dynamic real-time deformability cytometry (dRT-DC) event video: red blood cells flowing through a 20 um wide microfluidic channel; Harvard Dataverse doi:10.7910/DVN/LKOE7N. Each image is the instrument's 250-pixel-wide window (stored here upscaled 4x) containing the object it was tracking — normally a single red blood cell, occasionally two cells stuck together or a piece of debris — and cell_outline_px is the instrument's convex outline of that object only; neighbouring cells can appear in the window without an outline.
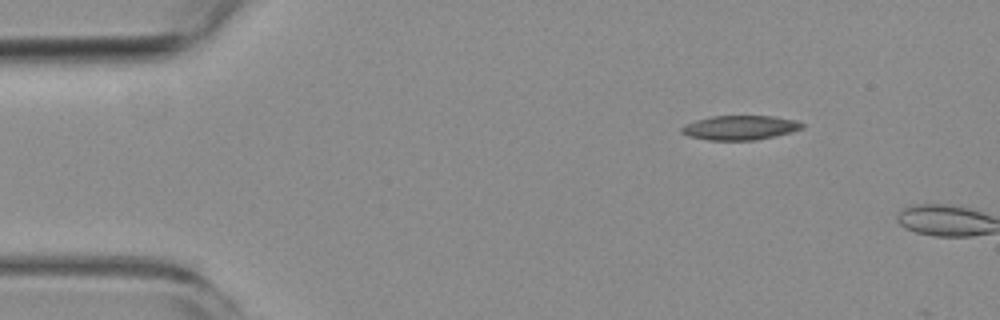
{"species": "common noctule bat (a hibernating species)", "species_latin": "Nyctalus noctula", "temperature_condition": "room temperature", "stored_images_in_passage": 2, "camera_frame_rate_fps": 3000, "um_per_image_px": 0.085, "animal": {"sex": "female", "body_mass_g": 19.3, "forearm_length_mm": 54.1}, "frame": {"image": 1, "passage_image": 1, "time_ms": 0.0, "image_size_px": [1000, 320], "cell_outline_px": [[804, 128], [792, 132], [776, 136], [756, 140], [708, 140], [688, 136], [680, 132], [680, 128], [684, 124], [696, 120], [712, 116], [776, 116], [796, 120], [804, 124]], "centroid_in_image_um": [62.91, 10.85], "position_along_channel_um": 22.1, "area_um2": 17.34}}